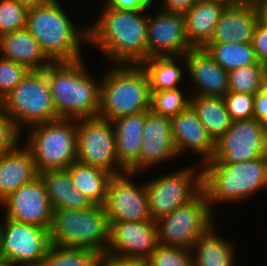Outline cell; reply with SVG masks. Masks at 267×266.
Returning a JSON list of instances; mask_svg holds the SVG:
<instances>
[{"mask_svg":"<svg viewBox=\"0 0 267 266\" xmlns=\"http://www.w3.org/2000/svg\"><path fill=\"white\" fill-rule=\"evenodd\" d=\"M39 177L30 151L20 143L0 157V202L22 185Z\"/></svg>","mask_w":267,"mask_h":266,"instance_id":"obj_23","label":"cell"},{"mask_svg":"<svg viewBox=\"0 0 267 266\" xmlns=\"http://www.w3.org/2000/svg\"><path fill=\"white\" fill-rule=\"evenodd\" d=\"M258 11L252 4L226 6L218 21L213 37L208 43H249L252 42Z\"/></svg>","mask_w":267,"mask_h":266,"instance_id":"obj_22","label":"cell"},{"mask_svg":"<svg viewBox=\"0 0 267 266\" xmlns=\"http://www.w3.org/2000/svg\"><path fill=\"white\" fill-rule=\"evenodd\" d=\"M0 54L30 70H42L52 63L26 27L0 35Z\"/></svg>","mask_w":267,"mask_h":266,"instance_id":"obj_24","label":"cell"},{"mask_svg":"<svg viewBox=\"0 0 267 266\" xmlns=\"http://www.w3.org/2000/svg\"><path fill=\"white\" fill-rule=\"evenodd\" d=\"M260 1L262 0H236L238 4H252V5H256Z\"/></svg>","mask_w":267,"mask_h":266,"instance_id":"obj_47","label":"cell"},{"mask_svg":"<svg viewBox=\"0 0 267 266\" xmlns=\"http://www.w3.org/2000/svg\"><path fill=\"white\" fill-rule=\"evenodd\" d=\"M14 1L20 5L25 6L28 9H30V8H34L38 5L44 4L50 0H14Z\"/></svg>","mask_w":267,"mask_h":266,"instance_id":"obj_46","label":"cell"},{"mask_svg":"<svg viewBox=\"0 0 267 266\" xmlns=\"http://www.w3.org/2000/svg\"><path fill=\"white\" fill-rule=\"evenodd\" d=\"M150 92L151 110L161 116L172 118L190 106L191 95L180 88Z\"/></svg>","mask_w":267,"mask_h":266,"instance_id":"obj_34","label":"cell"},{"mask_svg":"<svg viewBox=\"0 0 267 266\" xmlns=\"http://www.w3.org/2000/svg\"><path fill=\"white\" fill-rule=\"evenodd\" d=\"M253 114L259 122L267 126V84L255 94Z\"/></svg>","mask_w":267,"mask_h":266,"instance_id":"obj_42","label":"cell"},{"mask_svg":"<svg viewBox=\"0 0 267 266\" xmlns=\"http://www.w3.org/2000/svg\"><path fill=\"white\" fill-rule=\"evenodd\" d=\"M145 266H194L192 249L159 244Z\"/></svg>","mask_w":267,"mask_h":266,"instance_id":"obj_35","label":"cell"},{"mask_svg":"<svg viewBox=\"0 0 267 266\" xmlns=\"http://www.w3.org/2000/svg\"><path fill=\"white\" fill-rule=\"evenodd\" d=\"M77 161L118 174L115 131L99 116L77 119Z\"/></svg>","mask_w":267,"mask_h":266,"instance_id":"obj_13","label":"cell"},{"mask_svg":"<svg viewBox=\"0 0 267 266\" xmlns=\"http://www.w3.org/2000/svg\"><path fill=\"white\" fill-rule=\"evenodd\" d=\"M197 0H162L161 8L164 11L172 13L185 14L196 3Z\"/></svg>","mask_w":267,"mask_h":266,"instance_id":"obj_43","label":"cell"},{"mask_svg":"<svg viewBox=\"0 0 267 266\" xmlns=\"http://www.w3.org/2000/svg\"><path fill=\"white\" fill-rule=\"evenodd\" d=\"M256 59L267 67V27L258 22L252 38Z\"/></svg>","mask_w":267,"mask_h":266,"instance_id":"obj_40","label":"cell"},{"mask_svg":"<svg viewBox=\"0 0 267 266\" xmlns=\"http://www.w3.org/2000/svg\"><path fill=\"white\" fill-rule=\"evenodd\" d=\"M210 1H216L225 4L226 6H232L235 4H238L236 0H210Z\"/></svg>","mask_w":267,"mask_h":266,"instance_id":"obj_48","label":"cell"},{"mask_svg":"<svg viewBox=\"0 0 267 266\" xmlns=\"http://www.w3.org/2000/svg\"><path fill=\"white\" fill-rule=\"evenodd\" d=\"M106 254L125 260L145 262L159 245L156 220L109 222Z\"/></svg>","mask_w":267,"mask_h":266,"instance_id":"obj_15","label":"cell"},{"mask_svg":"<svg viewBox=\"0 0 267 266\" xmlns=\"http://www.w3.org/2000/svg\"><path fill=\"white\" fill-rule=\"evenodd\" d=\"M265 83L267 84V68H266V82Z\"/></svg>","mask_w":267,"mask_h":266,"instance_id":"obj_50","label":"cell"},{"mask_svg":"<svg viewBox=\"0 0 267 266\" xmlns=\"http://www.w3.org/2000/svg\"><path fill=\"white\" fill-rule=\"evenodd\" d=\"M212 212L206 193L201 190L188 203L156 220L159 244L192 249L215 224Z\"/></svg>","mask_w":267,"mask_h":266,"instance_id":"obj_9","label":"cell"},{"mask_svg":"<svg viewBox=\"0 0 267 266\" xmlns=\"http://www.w3.org/2000/svg\"><path fill=\"white\" fill-rule=\"evenodd\" d=\"M29 71L26 66L0 56V101L21 82Z\"/></svg>","mask_w":267,"mask_h":266,"instance_id":"obj_37","label":"cell"},{"mask_svg":"<svg viewBox=\"0 0 267 266\" xmlns=\"http://www.w3.org/2000/svg\"><path fill=\"white\" fill-rule=\"evenodd\" d=\"M180 60L183 63L182 67L179 64ZM141 66L148 74L150 91L180 88L177 84L182 82L183 75L186 74L184 69L187 72L185 56L152 57L145 60Z\"/></svg>","mask_w":267,"mask_h":266,"instance_id":"obj_30","label":"cell"},{"mask_svg":"<svg viewBox=\"0 0 267 266\" xmlns=\"http://www.w3.org/2000/svg\"><path fill=\"white\" fill-rule=\"evenodd\" d=\"M0 103L21 134L27 127L59 119L45 68L30 70Z\"/></svg>","mask_w":267,"mask_h":266,"instance_id":"obj_8","label":"cell"},{"mask_svg":"<svg viewBox=\"0 0 267 266\" xmlns=\"http://www.w3.org/2000/svg\"><path fill=\"white\" fill-rule=\"evenodd\" d=\"M199 166L198 169L191 165L181 167L145 181L152 220L173 212L202 190V167Z\"/></svg>","mask_w":267,"mask_h":266,"instance_id":"obj_10","label":"cell"},{"mask_svg":"<svg viewBox=\"0 0 267 266\" xmlns=\"http://www.w3.org/2000/svg\"><path fill=\"white\" fill-rule=\"evenodd\" d=\"M267 155V126L256 118L233 121L215 141V153L207 163L246 162Z\"/></svg>","mask_w":267,"mask_h":266,"instance_id":"obj_12","label":"cell"},{"mask_svg":"<svg viewBox=\"0 0 267 266\" xmlns=\"http://www.w3.org/2000/svg\"><path fill=\"white\" fill-rule=\"evenodd\" d=\"M225 7L220 2L197 0L184 14L186 36L193 48H203L210 42Z\"/></svg>","mask_w":267,"mask_h":266,"instance_id":"obj_25","label":"cell"},{"mask_svg":"<svg viewBox=\"0 0 267 266\" xmlns=\"http://www.w3.org/2000/svg\"><path fill=\"white\" fill-rule=\"evenodd\" d=\"M203 48L227 72L246 65L261 64L256 59L251 42L207 43Z\"/></svg>","mask_w":267,"mask_h":266,"instance_id":"obj_31","label":"cell"},{"mask_svg":"<svg viewBox=\"0 0 267 266\" xmlns=\"http://www.w3.org/2000/svg\"><path fill=\"white\" fill-rule=\"evenodd\" d=\"M0 266H17L5 259L0 258Z\"/></svg>","mask_w":267,"mask_h":266,"instance_id":"obj_49","label":"cell"},{"mask_svg":"<svg viewBox=\"0 0 267 266\" xmlns=\"http://www.w3.org/2000/svg\"><path fill=\"white\" fill-rule=\"evenodd\" d=\"M176 157L178 158V153L173 139L171 119L152 110L145 111L139 173L168 163Z\"/></svg>","mask_w":267,"mask_h":266,"instance_id":"obj_18","label":"cell"},{"mask_svg":"<svg viewBox=\"0 0 267 266\" xmlns=\"http://www.w3.org/2000/svg\"><path fill=\"white\" fill-rule=\"evenodd\" d=\"M85 60L52 62L45 68L58 118L97 117L100 110V80L89 74ZM97 79V80H96Z\"/></svg>","mask_w":267,"mask_h":266,"instance_id":"obj_2","label":"cell"},{"mask_svg":"<svg viewBox=\"0 0 267 266\" xmlns=\"http://www.w3.org/2000/svg\"><path fill=\"white\" fill-rule=\"evenodd\" d=\"M115 131V147L118 159V174H139L145 112L131 114L111 121Z\"/></svg>","mask_w":267,"mask_h":266,"instance_id":"obj_21","label":"cell"},{"mask_svg":"<svg viewBox=\"0 0 267 266\" xmlns=\"http://www.w3.org/2000/svg\"><path fill=\"white\" fill-rule=\"evenodd\" d=\"M75 186L86 195L94 205H104L110 172L88 164L75 161L67 169Z\"/></svg>","mask_w":267,"mask_h":266,"instance_id":"obj_28","label":"cell"},{"mask_svg":"<svg viewBox=\"0 0 267 266\" xmlns=\"http://www.w3.org/2000/svg\"><path fill=\"white\" fill-rule=\"evenodd\" d=\"M53 210H85L94 206L92 201L75 186L66 169L46 170L39 173Z\"/></svg>","mask_w":267,"mask_h":266,"instance_id":"obj_26","label":"cell"},{"mask_svg":"<svg viewBox=\"0 0 267 266\" xmlns=\"http://www.w3.org/2000/svg\"><path fill=\"white\" fill-rule=\"evenodd\" d=\"M97 266H145L141 261L119 259L108 254L100 256Z\"/></svg>","mask_w":267,"mask_h":266,"instance_id":"obj_44","label":"cell"},{"mask_svg":"<svg viewBox=\"0 0 267 266\" xmlns=\"http://www.w3.org/2000/svg\"><path fill=\"white\" fill-rule=\"evenodd\" d=\"M266 187L267 155L246 162L202 165V190L212 211L217 203L240 204Z\"/></svg>","mask_w":267,"mask_h":266,"instance_id":"obj_4","label":"cell"},{"mask_svg":"<svg viewBox=\"0 0 267 266\" xmlns=\"http://www.w3.org/2000/svg\"><path fill=\"white\" fill-rule=\"evenodd\" d=\"M157 0H104L102 6L120 10H154Z\"/></svg>","mask_w":267,"mask_h":266,"instance_id":"obj_41","label":"cell"},{"mask_svg":"<svg viewBox=\"0 0 267 266\" xmlns=\"http://www.w3.org/2000/svg\"><path fill=\"white\" fill-rule=\"evenodd\" d=\"M27 132L24 146L39 173L67 169L77 161V119L59 118L31 126Z\"/></svg>","mask_w":267,"mask_h":266,"instance_id":"obj_7","label":"cell"},{"mask_svg":"<svg viewBox=\"0 0 267 266\" xmlns=\"http://www.w3.org/2000/svg\"><path fill=\"white\" fill-rule=\"evenodd\" d=\"M100 256L94 250L51 244L39 266H97Z\"/></svg>","mask_w":267,"mask_h":266,"instance_id":"obj_32","label":"cell"},{"mask_svg":"<svg viewBox=\"0 0 267 266\" xmlns=\"http://www.w3.org/2000/svg\"><path fill=\"white\" fill-rule=\"evenodd\" d=\"M187 77L195 87L191 95L224 97L229 92V72L224 70L204 48H192L186 55Z\"/></svg>","mask_w":267,"mask_h":266,"instance_id":"obj_19","label":"cell"},{"mask_svg":"<svg viewBox=\"0 0 267 266\" xmlns=\"http://www.w3.org/2000/svg\"><path fill=\"white\" fill-rule=\"evenodd\" d=\"M259 22L267 27V0H262L256 5Z\"/></svg>","mask_w":267,"mask_h":266,"instance_id":"obj_45","label":"cell"},{"mask_svg":"<svg viewBox=\"0 0 267 266\" xmlns=\"http://www.w3.org/2000/svg\"><path fill=\"white\" fill-rule=\"evenodd\" d=\"M109 222L102 205L85 210L55 209L50 233L52 245L83 248L106 254Z\"/></svg>","mask_w":267,"mask_h":266,"instance_id":"obj_6","label":"cell"},{"mask_svg":"<svg viewBox=\"0 0 267 266\" xmlns=\"http://www.w3.org/2000/svg\"><path fill=\"white\" fill-rule=\"evenodd\" d=\"M227 112L233 121L254 118L253 105L255 95L228 92L224 97Z\"/></svg>","mask_w":267,"mask_h":266,"instance_id":"obj_38","label":"cell"},{"mask_svg":"<svg viewBox=\"0 0 267 266\" xmlns=\"http://www.w3.org/2000/svg\"><path fill=\"white\" fill-rule=\"evenodd\" d=\"M88 24V44L110 64L141 65L148 59L147 10H120L101 6ZM109 61V62H108Z\"/></svg>","mask_w":267,"mask_h":266,"instance_id":"obj_1","label":"cell"},{"mask_svg":"<svg viewBox=\"0 0 267 266\" xmlns=\"http://www.w3.org/2000/svg\"><path fill=\"white\" fill-rule=\"evenodd\" d=\"M20 137L21 133L0 103V157L12 151L22 139Z\"/></svg>","mask_w":267,"mask_h":266,"instance_id":"obj_39","label":"cell"},{"mask_svg":"<svg viewBox=\"0 0 267 266\" xmlns=\"http://www.w3.org/2000/svg\"><path fill=\"white\" fill-rule=\"evenodd\" d=\"M136 175L124 172L110 178L103 205L108 222L152 220L145 182L136 183L133 179Z\"/></svg>","mask_w":267,"mask_h":266,"instance_id":"obj_14","label":"cell"},{"mask_svg":"<svg viewBox=\"0 0 267 266\" xmlns=\"http://www.w3.org/2000/svg\"><path fill=\"white\" fill-rule=\"evenodd\" d=\"M215 223L193 245L194 266H234L236 248L232 241L217 235ZM234 246V247H233Z\"/></svg>","mask_w":267,"mask_h":266,"instance_id":"obj_27","label":"cell"},{"mask_svg":"<svg viewBox=\"0 0 267 266\" xmlns=\"http://www.w3.org/2000/svg\"><path fill=\"white\" fill-rule=\"evenodd\" d=\"M0 206L5 208L3 217L7 219L48 230L51 228L53 208L40 176L9 194L0 202Z\"/></svg>","mask_w":267,"mask_h":266,"instance_id":"obj_16","label":"cell"},{"mask_svg":"<svg viewBox=\"0 0 267 266\" xmlns=\"http://www.w3.org/2000/svg\"><path fill=\"white\" fill-rule=\"evenodd\" d=\"M148 12V58L185 56L193 48L186 36L184 14L167 12L159 7Z\"/></svg>","mask_w":267,"mask_h":266,"instance_id":"obj_17","label":"cell"},{"mask_svg":"<svg viewBox=\"0 0 267 266\" xmlns=\"http://www.w3.org/2000/svg\"><path fill=\"white\" fill-rule=\"evenodd\" d=\"M266 66L252 64L229 72V91L255 95L266 82Z\"/></svg>","mask_w":267,"mask_h":266,"instance_id":"obj_33","label":"cell"},{"mask_svg":"<svg viewBox=\"0 0 267 266\" xmlns=\"http://www.w3.org/2000/svg\"><path fill=\"white\" fill-rule=\"evenodd\" d=\"M190 106L214 142L232 125L223 97L191 95Z\"/></svg>","mask_w":267,"mask_h":266,"instance_id":"obj_29","label":"cell"},{"mask_svg":"<svg viewBox=\"0 0 267 266\" xmlns=\"http://www.w3.org/2000/svg\"><path fill=\"white\" fill-rule=\"evenodd\" d=\"M62 7L59 0H50L30 8L26 28L52 62L82 60V45H88V24L76 26Z\"/></svg>","mask_w":267,"mask_h":266,"instance_id":"obj_3","label":"cell"},{"mask_svg":"<svg viewBox=\"0 0 267 266\" xmlns=\"http://www.w3.org/2000/svg\"><path fill=\"white\" fill-rule=\"evenodd\" d=\"M170 119L178 158L180 154L192 151L200 156L201 166L210 161L215 153V142L192 107Z\"/></svg>","mask_w":267,"mask_h":266,"instance_id":"obj_20","label":"cell"},{"mask_svg":"<svg viewBox=\"0 0 267 266\" xmlns=\"http://www.w3.org/2000/svg\"><path fill=\"white\" fill-rule=\"evenodd\" d=\"M2 219L0 258L17 266H39L51 246L49 230L5 217Z\"/></svg>","mask_w":267,"mask_h":266,"instance_id":"obj_11","label":"cell"},{"mask_svg":"<svg viewBox=\"0 0 267 266\" xmlns=\"http://www.w3.org/2000/svg\"><path fill=\"white\" fill-rule=\"evenodd\" d=\"M110 66L101 77L98 116L113 121L151 110L150 81L144 68L129 64Z\"/></svg>","mask_w":267,"mask_h":266,"instance_id":"obj_5","label":"cell"},{"mask_svg":"<svg viewBox=\"0 0 267 266\" xmlns=\"http://www.w3.org/2000/svg\"><path fill=\"white\" fill-rule=\"evenodd\" d=\"M28 10L14 0H0V35L25 28Z\"/></svg>","mask_w":267,"mask_h":266,"instance_id":"obj_36","label":"cell"}]
</instances>
